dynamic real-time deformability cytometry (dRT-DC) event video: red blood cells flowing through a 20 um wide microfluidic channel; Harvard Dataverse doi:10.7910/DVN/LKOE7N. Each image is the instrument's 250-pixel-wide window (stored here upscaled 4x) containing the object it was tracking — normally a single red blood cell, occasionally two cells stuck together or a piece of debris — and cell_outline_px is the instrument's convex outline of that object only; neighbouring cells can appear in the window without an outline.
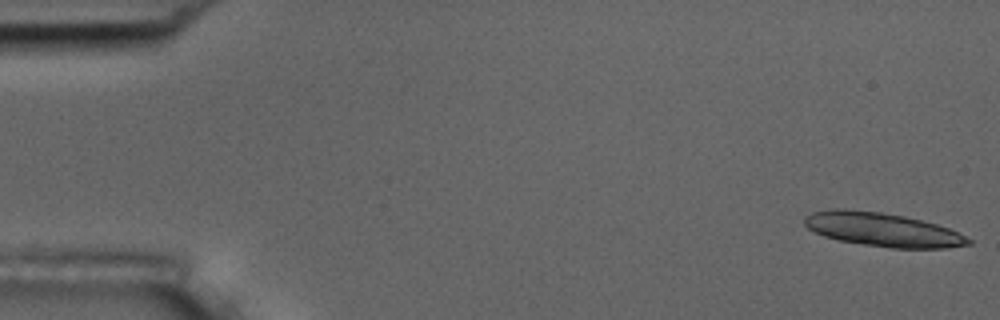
{"species": "common noctule bat (a hibernating species)", "species_latin": "Nyctalus noctula", "temperature_condition": "room temperature", "stored_images_in_passage": 6, "camera_frame_rate_fps": 3000, "um_per_image_px": 0.085, "animal": {"sex": "male", "body_mass_g": 17.5, "forearm_length_mm": 52.3}, "frame": {"image": 1, "passage_image": 1, "time_ms": 0.0, "image_size_px": [1000, 320], "cell_outline_px": [[972, 244], [948, 248], [892, 248], [864, 244], [840, 240], [824, 236], [808, 228], [804, 224], [804, 216], [812, 212], [828, 208], [844, 208], [880, 212], [904, 216], [936, 224], [948, 228], [972, 240]], "centroid_in_image_um": [74.98, 19.5], "position_along_channel_um": 10.0, "area_um2": 32.14}}
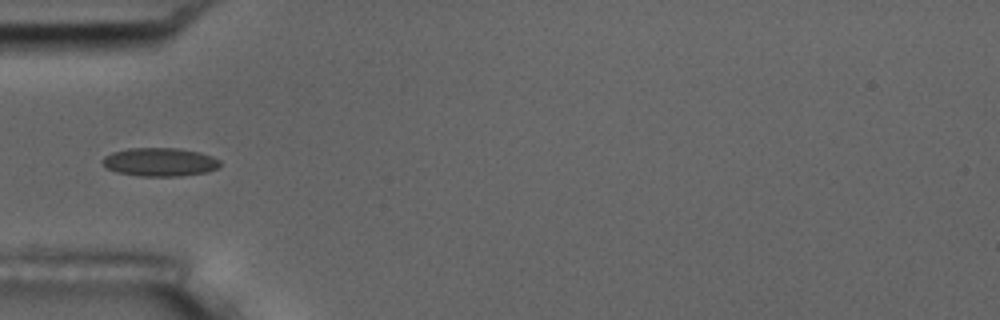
{"frame": {"image": 2, "passage_image": 6, "time_ms": 5.667, "image_size_px": [1000, 320], "cell_outline_px": [[220, 164], [216, 168], [208, 172], [180, 176], [140, 176], [116, 172], [108, 168], [100, 160], [104, 156], [112, 152], [128, 148], [180, 148], [200, 152], [212, 156], [220, 160]], "centroid_in_image_um": [13.58, 13.76], "position_along_channel_um": 71.4, "area_um2": 19.59}}